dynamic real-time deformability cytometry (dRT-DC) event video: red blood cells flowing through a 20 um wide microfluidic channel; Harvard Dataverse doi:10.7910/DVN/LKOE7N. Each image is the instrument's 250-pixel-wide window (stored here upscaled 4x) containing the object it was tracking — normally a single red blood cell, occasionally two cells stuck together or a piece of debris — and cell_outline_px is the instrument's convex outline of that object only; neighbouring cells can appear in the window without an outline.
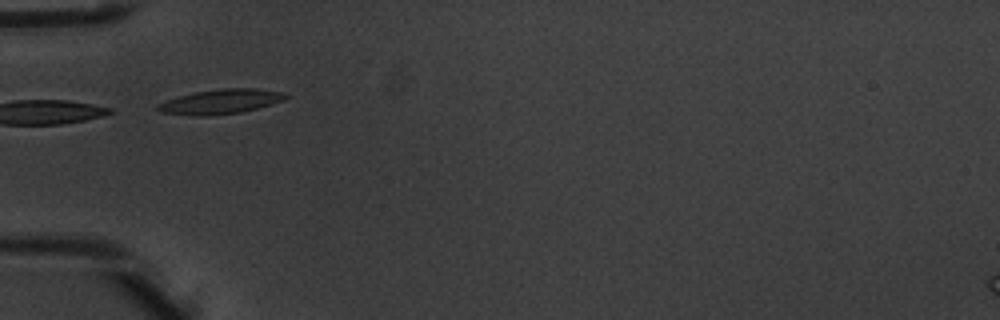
{"species": "common noctule bat (a hibernating species)", "species_latin": "Nyctalus noctula", "temperature_condition": "warm", "stored_images_in_passage": 4, "camera_frame_rate_fps": 3000, "um_per_image_px": 0.085, "animal": {"sex": "male", "body_mass_g": 20.1, "forearm_length_mm": 53.5}, "frame": {"image": 1, "passage_image": 2, "time_ms": 0.333, "image_size_px": [1000, 320], "cell_outline_px": [[288, 96], [284, 100], [256, 108], [240, 112], [208, 116], [196, 116], [160, 112], [156, 108], [156, 104], [180, 96], [196, 92], [220, 88], [256, 88], [280, 92]], "centroid_in_image_um": [18.72, 8.64], "position_along_channel_um": 66.3, "area_um2": 18.09}}
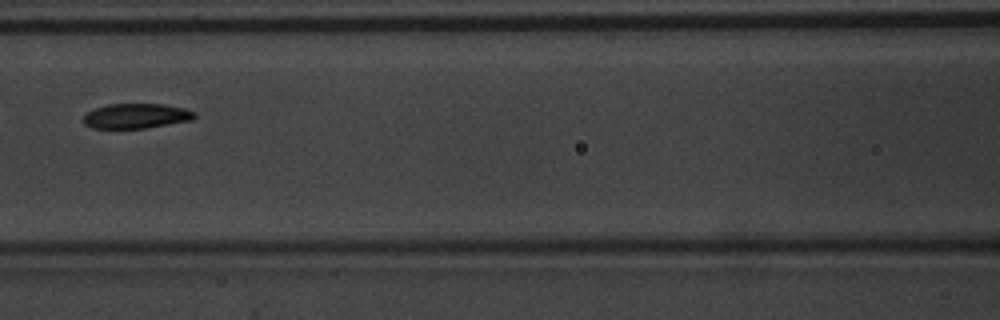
{"frame": {"image": 2, "passage_image": 4, "time_ms": 1.0, "image_size_px": [1000, 320], "cell_outline_px": [[196, 116], [192, 120], [144, 128], [92, 128], [84, 124], [84, 116], [88, 112], [96, 108], [108, 104], [164, 104], [184, 108], [196, 112]], "centroid_in_image_um": [11.6, 9.85], "position_along_channel_um": 155.0, "area_um2": 16.01}}